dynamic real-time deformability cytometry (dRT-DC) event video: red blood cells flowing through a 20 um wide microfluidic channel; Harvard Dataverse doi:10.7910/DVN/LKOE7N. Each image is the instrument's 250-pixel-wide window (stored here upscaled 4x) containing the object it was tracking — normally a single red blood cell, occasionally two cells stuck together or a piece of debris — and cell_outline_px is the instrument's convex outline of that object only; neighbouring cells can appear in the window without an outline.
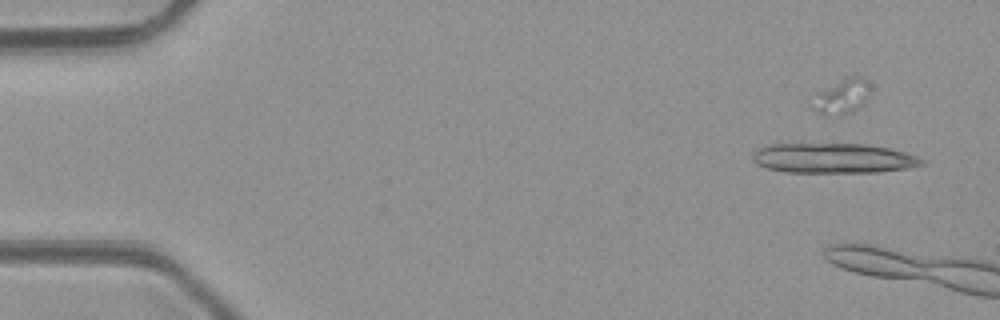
{"species": "common noctule bat (a hibernating species)", "species_latin": "Nyctalus noctula", "temperature_condition": "room temperature", "stored_images_in_passage": 4, "camera_frame_rate_fps": 3000, "um_per_image_px": 0.085, "animal": {"sex": "male", "body_mass_g": 23.1, "forearm_length_mm": 52.7}, "frame": {"image": 1, "passage_image": 1, "time_ms": 0.0, "image_size_px": [1000, 320], "cell_outline_px": [[924, 164], [908, 168], [876, 172], [784, 172], [768, 168], [756, 164], [752, 160], [752, 152], [756, 148], [768, 144], [864, 144], [888, 148], [904, 152], [916, 156], [924, 160]], "centroid_in_image_um": [70.77, 13.44], "position_along_channel_um": 14.2, "area_um2": 29.54}}